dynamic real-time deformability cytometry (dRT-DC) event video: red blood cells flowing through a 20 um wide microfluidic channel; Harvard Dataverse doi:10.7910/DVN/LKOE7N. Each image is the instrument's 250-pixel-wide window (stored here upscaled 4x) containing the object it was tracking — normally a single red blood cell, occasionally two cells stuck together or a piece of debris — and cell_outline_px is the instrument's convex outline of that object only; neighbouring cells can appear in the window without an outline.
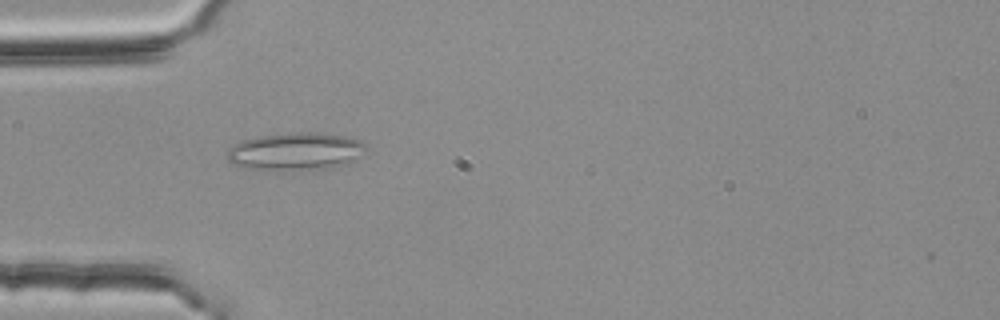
{"species": "common noctule bat (a hibernating species)", "species_latin": "Nyctalus noctula", "temperature_condition": "room temperature", "stored_images_in_passage": 1, "camera_frame_rate_fps": 3000, "um_per_image_px": 0.085, "animal": {"sex": "female", "body_mass_g": 25.1}, "frame": {"image": 1, "passage_image": 1, "time_ms": 0.0, "image_size_px": [1000, 320], "cell_outline_px": [[368, 148], [352, 160], [344, 164], [328, 168], [244, 168], [232, 164], [228, 160], [228, 148], [232, 144], [240, 140], [260, 136], [288, 132], [320, 132], [344, 136], [360, 140], [368, 144]], "centroid_in_image_um": [25.11, 12.82], "position_along_channel_um": 59.9, "area_um2": 30.0}}